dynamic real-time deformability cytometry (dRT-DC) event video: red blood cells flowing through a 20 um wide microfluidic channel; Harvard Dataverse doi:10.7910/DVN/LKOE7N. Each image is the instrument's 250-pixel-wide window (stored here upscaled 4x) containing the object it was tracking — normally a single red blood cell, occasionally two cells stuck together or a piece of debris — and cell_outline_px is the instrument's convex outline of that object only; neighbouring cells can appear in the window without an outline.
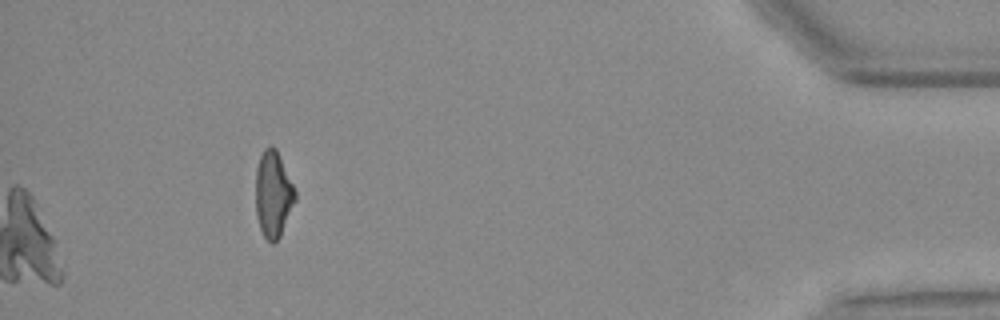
{"species": "Egyptian fruit bat (a non-hibernating species)", "species_latin": "Rousettus aegyptiacus", "temperature_condition": "warm", "stored_images_in_passage": 47, "camera_frame_rate_fps": 3000, "um_per_image_px": 0.085, "animal": {"sex": "female"}, "frame": {"image": 1, "passage_image": 47, "time_ms": 15.333, "image_size_px": [1000, 320], "cell_outline_px": [[296, 200], [280, 236], [272, 244], [264, 236], [260, 228], [256, 216], [256, 168], [260, 156], [264, 148], [272, 144], [276, 148], [296, 192]], "centroid_in_image_um": [23.21, 16.49], "position_along_channel_um": 412.0, "area_um2": 19.77}}